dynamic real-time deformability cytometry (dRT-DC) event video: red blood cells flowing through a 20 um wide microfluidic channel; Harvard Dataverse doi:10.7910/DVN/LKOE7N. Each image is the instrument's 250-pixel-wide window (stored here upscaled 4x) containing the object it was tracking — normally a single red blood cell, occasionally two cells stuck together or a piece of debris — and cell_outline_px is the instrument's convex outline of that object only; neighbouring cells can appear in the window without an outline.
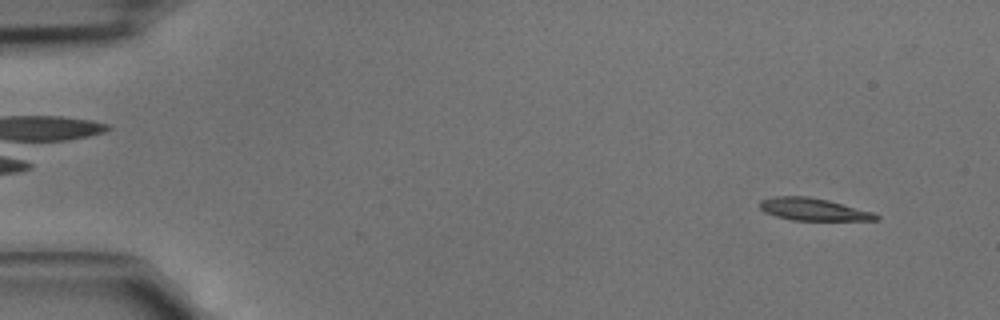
{"species": "common noctule bat (a hibernating species)", "species_latin": "Nyctalus noctula", "temperature_condition": "cold", "stored_images_in_passage": 45, "camera_frame_rate_fps": 3000, "um_per_image_px": 0.085, "animal": {"sex": "male", "body_mass_g": 15.6}, "frame": {"image": 1, "passage_image": 3, "time_ms": 0.667, "image_size_px": [1000, 320], "cell_outline_px": [[880, 220], [792, 220], [776, 216], [764, 212], [760, 208], [760, 200], [772, 196], [808, 196], [828, 200], [872, 212], [880, 216]], "centroid_in_image_um": [69.1, 17.79], "position_along_channel_um": 15.9, "area_um2": 15.09}}
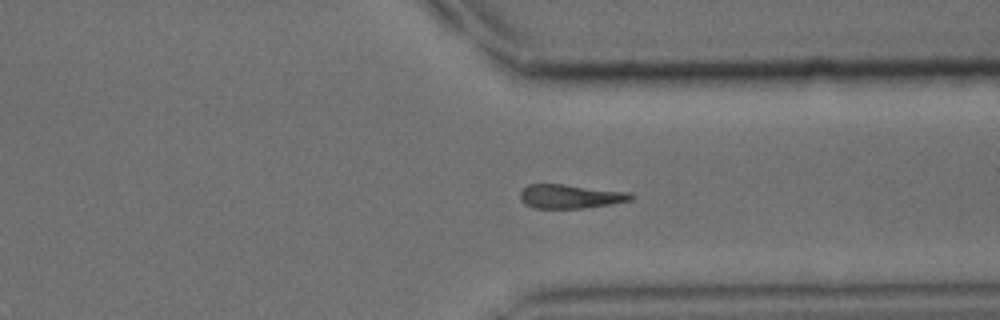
{"frame": {"image": 2, "passage_image": 34, "time_ms": 11.0, "image_size_px": [1000, 320], "cell_outline_px": [[632, 200], [612, 204], [584, 208], [532, 208], [524, 204], [520, 200], [520, 192], [528, 184], [564, 184], [632, 192]], "centroid_in_image_um": [48.47, 16.69], "position_along_channel_um": 362.9, "area_um2": 15.66}}
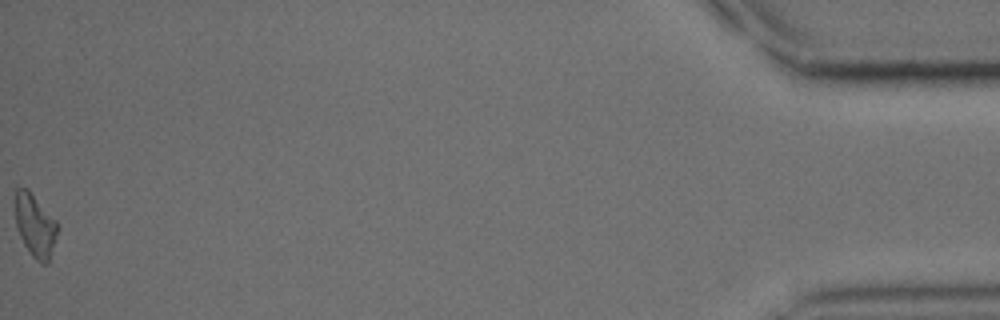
{"frame": {"image": 3, "passage_image": 45, "time_ms": 14.667, "image_size_px": [1000, 320], "cell_outline_px": [[60, 228], [48, 264], [44, 264], [36, 260], [32, 256], [24, 244], [20, 236], [16, 224], [16, 188], [28, 188], [56, 220]], "centroid_in_image_um": [3.03, 19.18], "position_along_channel_um": 432.2, "area_um2": 15.55}}